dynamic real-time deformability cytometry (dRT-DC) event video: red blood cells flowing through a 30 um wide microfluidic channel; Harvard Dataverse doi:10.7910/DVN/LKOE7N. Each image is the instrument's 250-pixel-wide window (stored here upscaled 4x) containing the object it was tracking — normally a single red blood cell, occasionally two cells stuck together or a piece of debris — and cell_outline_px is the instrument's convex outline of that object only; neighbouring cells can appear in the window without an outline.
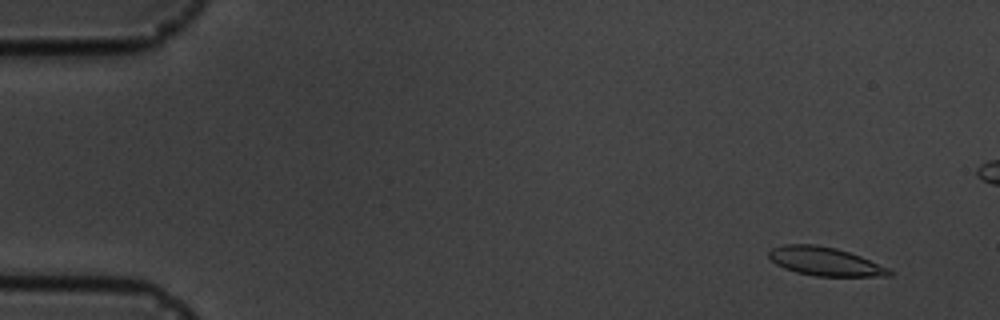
{"species": "common noctule bat (a hibernating species)", "species_latin": "Nyctalus noctula", "temperature_condition": "cold", "stored_images_in_passage": 8, "camera_frame_rate_fps": 3000, "um_per_image_px": 0.085, "animal": {"sex": "male", "body_mass_g": 19.5, "forearm_length_mm": 54.6}, "frame": {"image": 1, "passage_image": 2, "time_ms": 1.0, "image_size_px": [1000, 320], "cell_outline_px": [[892, 276], [816, 276], [796, 272], [784, 268], [776, 264], [768, 256], [768, 252], [772, 248], [784, 244], [816, 244], [836, 248], [860, 256], [888, 268], [892, 272]], "centroid_in_image_um": [70.1, 22.22], "position_along_channel_um": 14.9, "area_um2": 19.94}}
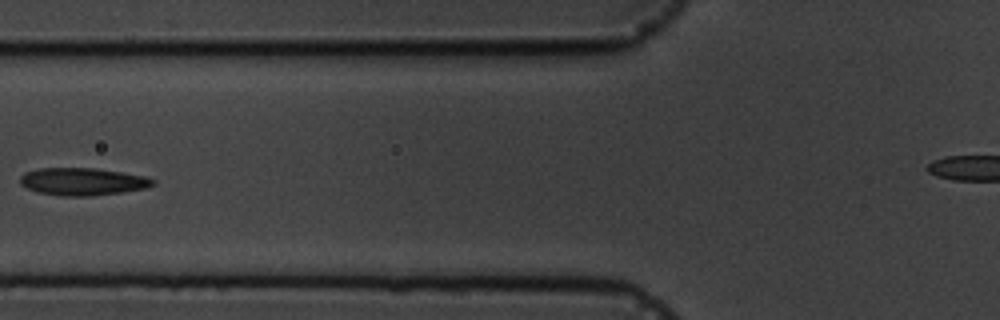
{"frame": {"image": 2, "passage_image": 7, "time_ms": 7.0, "image_size_px": [1000, 320], "cell_outline_px": [[156, 184], [144, 188], [120, 192], [92, 196], [60, 196], [36, 192], [20, 184], [20, 176], [24, 172], [40, 168], [96, 168], [144, 176], [156, 180]], "centroid_in_image_um": [6.99, 15.43], "position_along_channel_um": 118.8, "area_um2": 21.27}}
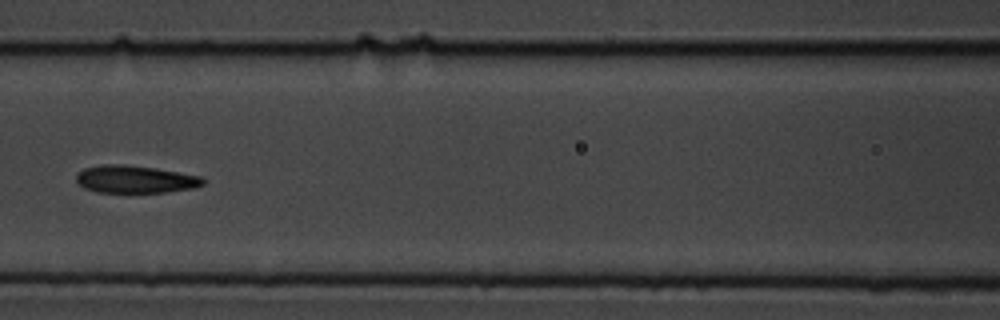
{"frame": {"image": 3, "passage_image": 8, "time_ms": 8.0, "image_size_px": [1000, 320], "cell_outline_px": [[204, 184], [196, 188], [164, 192], [96, 192], [84, 188], [76, 180], [76, 172], [84, 168], [104, 164], [124, 164], [156, 168], [200, 176], [204, 180]], "centroid_in_image_um": [11.47, 15.23], "position_along_channel_um": 155.1, "area_um2": 20.4}}